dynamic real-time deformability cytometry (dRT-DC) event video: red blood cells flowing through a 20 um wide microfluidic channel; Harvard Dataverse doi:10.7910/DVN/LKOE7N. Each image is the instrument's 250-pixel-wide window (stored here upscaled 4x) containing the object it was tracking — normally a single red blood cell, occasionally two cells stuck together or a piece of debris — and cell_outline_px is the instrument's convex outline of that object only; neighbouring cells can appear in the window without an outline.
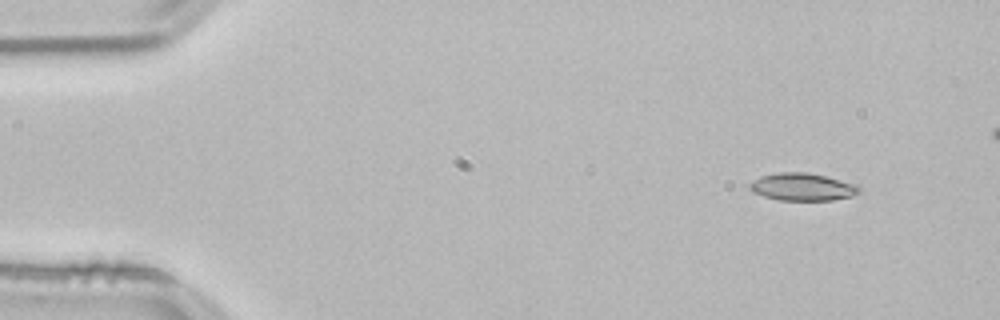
{"species": "common noctule bat (a hibernating species)", "species_latin": "Nyctalus noctula", "temperature_condition": "room temperature", "stored_images_in_passage": 45, "camera_frame_rate_fps": 3000, "um_per_image_px": 0.085, "animal": {"sex": "male", "body_mass_g": 21.5, "forearm_length_mm": 52.0}, "frame": {"image": 1, "passage_image": 1, "time_ms": 0.0, "image_size_px": [1000, 320], "cell_outline_px": [[860, 192], [852, 196], [832, 200], [780, 200], [764, 196], [752, 192], [748, 188], [748, 184], [752, 180], [760, 176], [780, 172], [808, 172], [856, 184], [860, 188]], "centroid_in_image_um": [68.17, 15.88], "position_along_channel_um": 16.8, "area_um2": 17.57}}
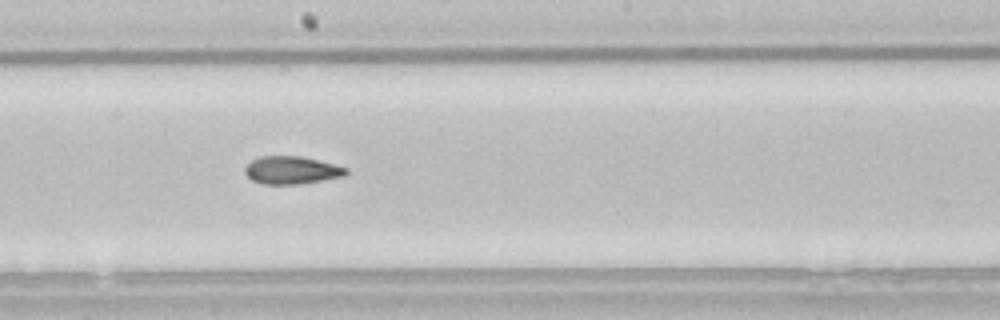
{"frame": {"image": 2, "passage_image": 25, "time_ms": 8.0, "image_size_px": [1000, 320], "cell_outline_px": [[348, 172], [344, 176], [300, 184], [264, 184], [252, 180], [244, 172], [244, 168], [252, 160], [260, 156], [300, 156], [348, 168]], "centroid_in_image_um": [24.77, 14.47], "position_along_channel_um": 223.4, "area_um2": 16.18}}
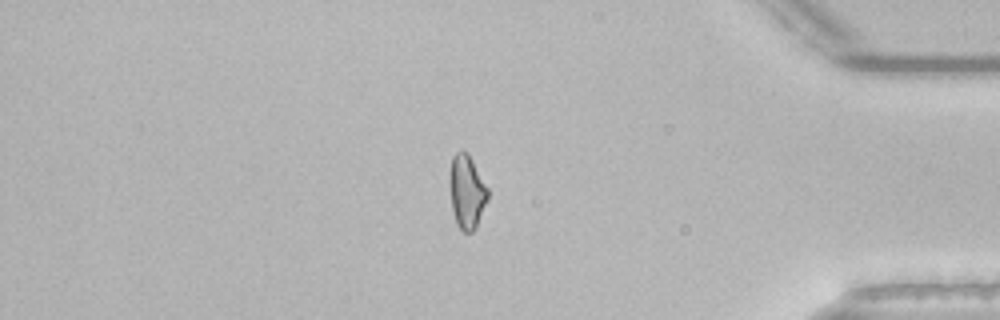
{"frame": {"image": 3, "passage_image": 41, "time_ms": 13.333, "image_size_px": [1000, 320], "cell_outline_px": [[488, 200], [476, 228], [472, 232], [464, 232], [456, 224], [452, 208], [448, 184], [448, 180], [452, 156], [456, 152], [468, 152], [488, 188]], "centroid_in_image_um": [39.67, 16.3], "position_along_channel_um": 395.5, "area_um2": 16.65}}